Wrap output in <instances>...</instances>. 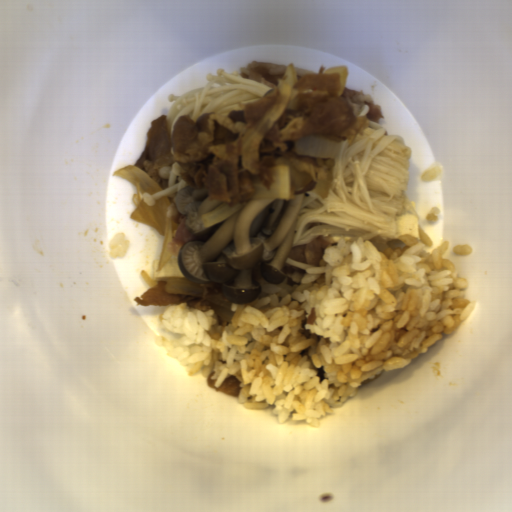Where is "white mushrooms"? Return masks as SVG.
I'll return each instance as SVG.
<instances>
[{
    "instance_id": "white-mushrooms-1",
    "label": "white mushrooms",
    "mask_w": 512,
    "mask_h": 512,
    "mask_svg": "<svg viewBox=\"0 0 512 512\" xmlns=\"http://www.w3.org/2000/svg\"><path fill=\"white\" fill-rule=\"evenodd\" d=\"M303 196L251 198L229 207L210 201L203 187H183L174 196L178 217L187 216L186 228L201 239L181 245V274L198 283H218L231 304L291 294L312 265L288 258Z\"/></svg>"
}]
</instances>
